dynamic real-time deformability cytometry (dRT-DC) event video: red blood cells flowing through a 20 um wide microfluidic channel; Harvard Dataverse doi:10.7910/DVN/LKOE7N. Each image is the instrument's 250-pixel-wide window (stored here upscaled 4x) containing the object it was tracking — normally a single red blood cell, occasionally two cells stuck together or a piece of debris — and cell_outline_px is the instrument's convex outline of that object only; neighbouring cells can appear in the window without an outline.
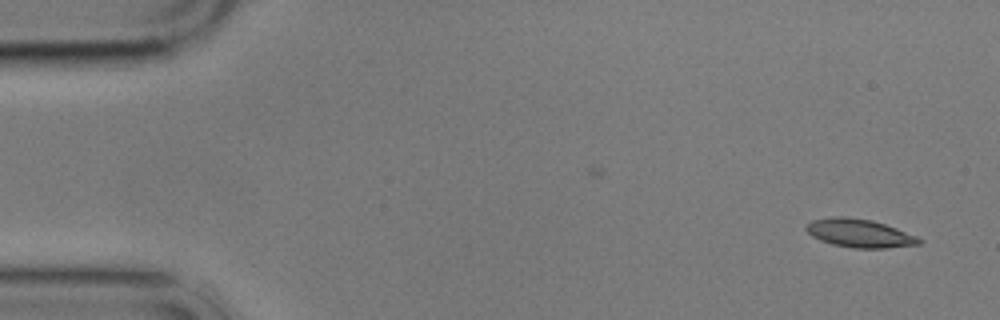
{"species": "common noctule bat (a hibernating species)", "species_latin": "Nyctalus noctula", "temperature_condition": "cold", "stored_images_in_passage": 3, "camera_frame_rate_fps": 3000, "um_per_image_px": 0.085, "animal": {"sex": "male", "body_mass_g": 17.9}, "frame": {"image": 1, "passage_image": 3, "time_ms": 2.0, "image_size_px": [1000, 320], "cell_outline_px": [[924, 240], [920, 244], [888, 248], [852, 248], [832, 244], [820, 240], [812, 236], [804, 228], [812, 220], [832, 216], [844, 216], [872, 220], [896, 228], [916, 236]], "centroid_in_image_um": [73.05, 19.82], "position_along_channel_um": 11.9, "area_um2": 18.67}}